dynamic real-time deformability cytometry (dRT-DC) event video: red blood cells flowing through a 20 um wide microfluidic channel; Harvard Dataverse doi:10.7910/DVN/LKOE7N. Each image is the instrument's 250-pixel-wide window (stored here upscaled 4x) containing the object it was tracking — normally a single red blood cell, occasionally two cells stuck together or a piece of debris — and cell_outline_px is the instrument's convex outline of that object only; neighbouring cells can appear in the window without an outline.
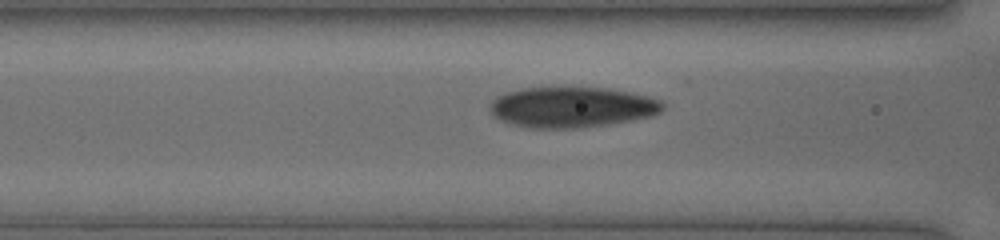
{"species": "human", "species_latin": "Homo sapiens", "temperature_condition": "cold", "stored_images_in_passage": 32, "camera_frame_rate_fps": 3000, "um_per_image_px": 0.085, "donor": {"sex": "female"}, "frame": {"image": 1, "passage_image": 7, "time_ms": 2.0, "image_size_px": [1000, 240], "cell_outline_px": [[664, 108], [660, 112], [652, 116], [608, 124], [576, 128], [532, 128], [516, 124], [504, 120], [496, 116], [492, 112], [492, 100], [496, 96], [504, 92], [520, 88], [556, 84], [564, 84], [612, 88], [632, 92], [648, 96], [660, 100], [664, 104]], "centroid_in_image_um": [48.64, 9.03], "position_along_channel_um": 118.0, "area_um2": 41.96}}
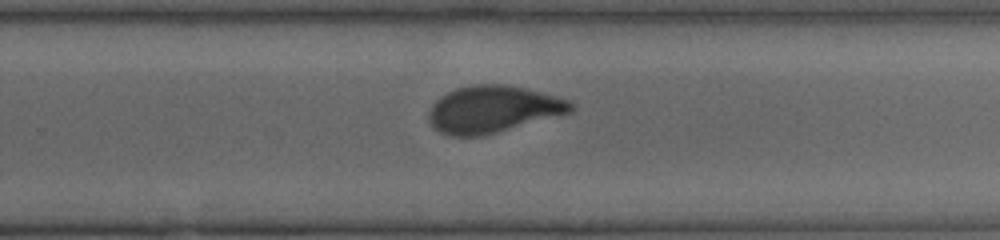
{"frame": {"image": 2, "passage_image": 18, "time_ms": 6.0, "image_size_px": [1000, 240], "cell_outline_px": [[576, 108], [572, 112], [496, 132], [480, 136], [452, 136], [440, 132], [432, 128], [428, 120], [428, 112], [432, 104], [440, 96], [456, 88], [472, 84], [500, 84], [524, 88], [556, 96], [568, 100]], "centroid_in_image_um": [41.85, 9.29], "position_along_channel_um": 287.9, "area_um2": 38.73}}
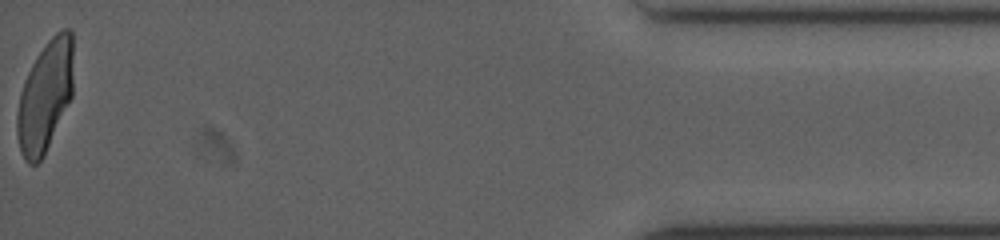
{"frame": {"image": 3, "passage_image": 32, "time_ms": 11.0, "image_size_px": [1000, 240], "cell_outline_px": [[72, 96], [44, 156], [36, 164], [28, 164], [24, 160], [20, 152], [16, 132], [16, 116], [20, 92], [24, 80], [36, 56], [48, 40], [56, 32], [64, 28], [68, 28], [72, 32]], "centroid_in_image_um": [3.81, 8.21], "position_along_channel_um": 431.4, "area_um2": 36.47}}